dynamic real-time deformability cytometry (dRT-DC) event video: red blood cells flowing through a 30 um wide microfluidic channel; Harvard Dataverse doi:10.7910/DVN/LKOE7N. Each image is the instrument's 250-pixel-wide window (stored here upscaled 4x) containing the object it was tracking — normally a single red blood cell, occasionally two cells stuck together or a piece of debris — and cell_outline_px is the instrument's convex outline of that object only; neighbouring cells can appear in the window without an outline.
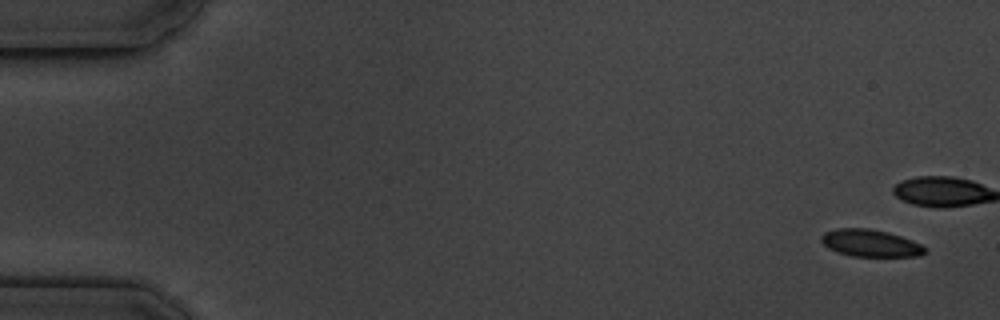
{"species": "common noctule bat (a hibernating species)", "species_latin": "Nyctalus noctula", "temperature_condition": "cold", "stored_images_in_passage": 7, "camera_frame_rate_fps": 3000, "um_per_image_px": 0.085, "animal": {"sex": "male", "body_mass_g": 19.5, "forearm_length_mm": 54.6}, "frame": {"image": 1, "passage_image": 1, "time_ms": 0.0, "image_size_px": [1000, 320], "cell_outline_px": [[928, 252], [920, 256], [852, 256], [836, 252], [828, 248], [820, 240], [820, 236], [824, 232], [836, 228], [868, 228], [888, 232], [912, 240], [928, 248]], "centroid_in_image_um": [73.99, 20.66], "position_along_channel_um": 11.0, "area_um2": 16.59}}
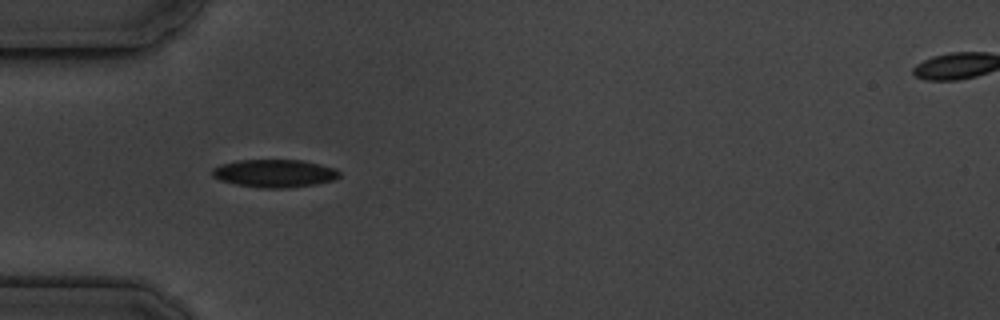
{"frame": {"image": 2, "passage_image": 6, "time_ms": 6.0, "image_size_px": [1000, 320], "cell_outline_px": [[340, 176], [336, 180], [316, 184], [288, 188], [260, 188], [236, 184], [220, 180], [212, 176], [212, 168], [220, 164], [236, 160], [304, 160], [336, 168], [340, 172]], "centroid_in_image_um": [23.36, 14.73], "position_along_channel_um": 61.6, "area_um2": 20.92}}